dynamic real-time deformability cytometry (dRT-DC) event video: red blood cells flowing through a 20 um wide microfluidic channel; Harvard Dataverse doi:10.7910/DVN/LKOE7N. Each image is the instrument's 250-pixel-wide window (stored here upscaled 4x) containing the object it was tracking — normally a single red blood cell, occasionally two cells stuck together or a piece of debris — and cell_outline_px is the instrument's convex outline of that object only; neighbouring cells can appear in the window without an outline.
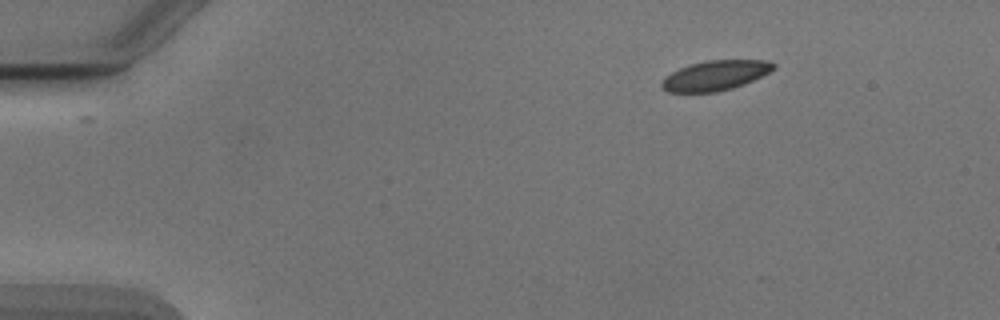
{"species": "Egyptian fruit bat (a non-hibernating species)", "species_latin": "Rousettus aegyptiacus", "temperature_condition": "cold", "stored_images_in_passage": 18, "camera_frame_rate_fps": 3000, "um_per_image_px": 0.085, "animal": {"sex": "male"}, "frame": {"image": 1, "passage_image": 1, "time_ms": 0.0, "image_size_px": [1000, 320], "cell_outline_px": [[776, 68], [744, 84], [732, 88], [716, 92], [668, 92], [660, 88], [660, 84], [664, 76], [680, 68], [692, 64], [708, 60], [768, 60], [776, 64]], "centroid_in_image_um": [60.77, 6.42], "position_along_channel_um": 24.2, "area_um2": 19.42}}
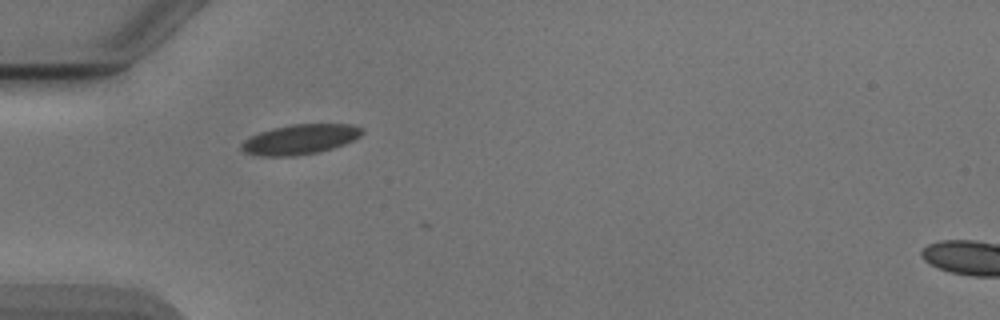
{"frame": {"image": 2, "passage_image": 10, "time_ms": 3.0, "image_size_px": [1000, 320], "cell_outline_px": [[364, 132], [360, 136], [344, 144], [332, 148], [316, 152], [292, 156], [264, 156], [244, 152], [240, 148], [240, 144], [244, 140], [260, 132], [272, 128], [292, 124], [352, 124], [364, 128]], "centroid_in_image_um": [25.51, 11.83], "position_along_channel_um": 59.5, "area_um2": 20.92}}
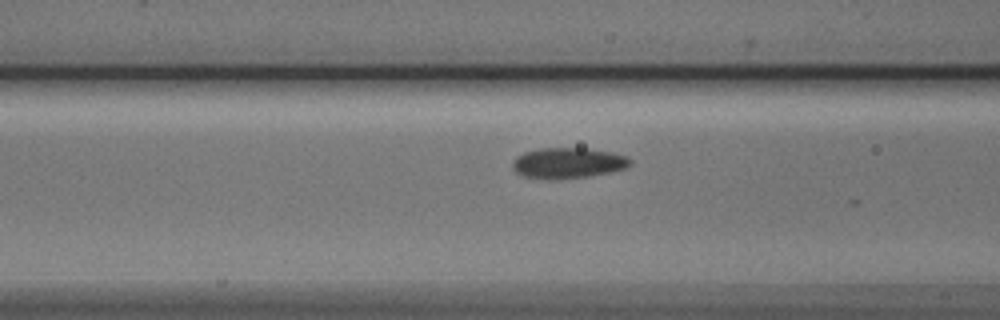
{"frame": {"image": 3, "passage_image": 15, "time_ms": 4.667, "image_size_px": [1000, 320], "cell_outline_px": [[632, 164], [624, 168], [608, 172], [588, 176], [556, 180], [548, 180], [524, 176], [516, 172], [512, 168], [512, 160], [516, 156], [524, 152], [540, 148], [588, 148], [612, 152], [628, 156], [632, 160]], "centroid_in_image_um": [48.26, 13.85], "position_along_channel_um": 118.3, "area_um2": 21.27}}